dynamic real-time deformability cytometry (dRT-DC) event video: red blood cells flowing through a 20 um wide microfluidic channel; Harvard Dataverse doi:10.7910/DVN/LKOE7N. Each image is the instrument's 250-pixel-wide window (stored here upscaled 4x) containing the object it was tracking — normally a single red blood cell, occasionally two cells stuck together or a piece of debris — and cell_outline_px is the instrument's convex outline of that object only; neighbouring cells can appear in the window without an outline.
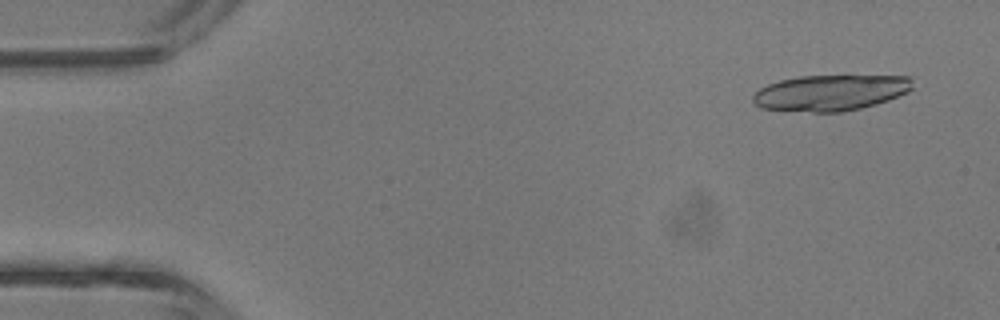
{"species": "common noctule bat (a hibernating species)", "species_latin": "Nyctalus noctula", "temperature_condition": "room temperature", "stored_images_in_passage": 15, "camera_frame_rate_fps": 3000, "um_per_image_px": 0.085, "animal": {"sex": "male", "body_mass_g": 13.3}, "frame": {"image": 1, "passage_image": 3, "time_ms": 0.667, "image_size_px": [1000, 320], "cell_outline_px": [[912, 88], [908, 92], [888, 100], [876, 104], [860, 108], [840, 112], [812, 112], [760, 108], [752, 100], [752, 96], [760, 88], [768, 84], [780, 80], [800, 76], [912, 76]], "centroid_in_image_um": [70.59, 7.88], "position_along_channel_um": 14.4, "area_um2": 33.29}}